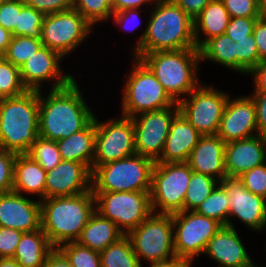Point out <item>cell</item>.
Segmentation results:
<instances>
[{"mask_svg":"<svg viewBox=\"0 0 266 267\" xmlns=\"http://www.w3.org/2000/svg\"><path fill=\"white\" fill-rule=\"evenodd\" d=\"M77 80L51 89L43 97L39 91V136L57 141L84 129L95 117L79 90Z\"/></svg>","mask_w":266,"mask_h":267,"instance_id":"6da1fadb","label":"cell"},{"mask_svg":"<svg viewBox=\"0 0 266 267\" xmlns=\"http://www.w3.org/2000/svg\"><path fill=\"white\" fill-rule=\"evenodd\" d=\"M146 30L138 38L134 57L146 53L197 48L194 20L173 0H157Z\"/></svg>","mask_w":266,"mask_h":267,"instance_id":"7a4b0ae2","label":"cell"},{"mask_svg":"<svg viewBox=\"0 0 266 267\" xmlns=\"http://www.w3.org/2000/svg\"><path fill=\"white\" fill-rule=\"evenodd\" d=\"M41 229L54 248L76 242L95 211V196L88 192L40 201Z\"/></svg>","mask_w":266,"mask_h":267,"instance_id":"3957f363","label":"cell"},{"mask_svg":"<svg viewBox=\"0 0 266 267\" xmlns=\"http://www.w3.org/2000/svg\"><path fill=\"white\" fill-rule=\"evenodd\" d=\"M39 91L0 99V148L26 154L39 137Z\"/></svg>","mask_w":266,"mask_h":267,"instance_id":"277c9868","label":"cell"},{"mask_svg":"<svg viewBox=\"0 0 266 267\" xmlns=\"http://www.w3.org/2000/svg\"><path fill=\"white\" fill-rule=\"evenodd\" d=\"M140 59L177 103L201 83L197 76L201 62L200 51L197 48L151 52L144 54Z\"/></svg>","mask_w":266,"mask_h":267,"instance_id":"5b68a950","label":"cell"},{"mask_svg":"<svg viewBox=\"0 0 266 267\" xmlns=\"http://www.w3.org/2000/svg\"><path fill=\"white\" fill-rule=\"evenodd\" d=\"M154 165L139 154L102 164L92 171V192L150 191Z\"/></svg>","mask_w":266,"mask_h":267,"instance_id":"8992f818","label":"cell"},{"mask_svg":"<svg viewBox=\"0 0 266 267\" xmlns=\"http://www.w3.org/2000/svg\"><path fill=\"white\" fill-rule=\"evenodd\" d=\"M132 66L124 84L122 115L132 118L143 112L171 107L176 103L141 59L134 57Z\"/></svg>","mask_w":266,"mask_h":267,"instance_id":"52a82bcc","label":"cell"},{"mask_svg":"<svg viewBox=\"0 0 266 267\" xmlns=\"http://www.w3.org/2000/svg\"><path fill=\"white\" fill-rule=\"evenodd\" d=\"M95 210L128 235L152 213L150 191L93 192Z\"/></svg>","mask_w":266,"mask_h":267,"instance_id":"ba28073f","label":"cell"},{"mask_svg":"<svg viewBox=\"0 0 266 267\" xmlns=\"http://www.w3.org/2000/svg\"><path fill=\"white\" fill-rule=\"evenodd\" d=\"M127 236L141 266V260L154 264L176 257L172 215L152 213Z\"/></svg>","mask_w":266,"mask_h":267,"instance_id":"9c48e42d","label":"cell"},{"mask_svg":"<svg viewBox=\"0 0 266 267\" xmlns=\"http://www.w3.org/2000/svg\"><path fill=\"white\" fill-rule=\"evenodd\" d=\"M191 173L187 163L155 162L150 190L153 213L172 215L183 211Z\"/></svg>","mask_w":266,"mask_h":267,"instance_id":"30bf717a","label":"cell"},{"mask_svg":"<svg viewBox=\"0 0 266 267\" xmlns=\"http://www.w3.org/2000/svg\"><path fill=\"white\" fill-rule=\"evenodd\" d=\"M172 217L175 255L191 263L194 257L204 254L210 239L223 226L196 211H181L172 214Z\"/></svg>","mask_w":266,"mask_h":267,"instance_id":"8fae6325","label":"cell"},{"mask_svg":"<svg viewBox=\"0 0 266 267\" xmlns=\"http://www.w3.org/2000/svg\"><path fill=\"white\" fill-rule=\"evenodd\" d=\"M178 102L179 112L202 135H217L228 93L201 84Z\"/></svg>","mask_w":266,"mask_h":267,"instance_id":"7c38bea8","label":"cell"},{"mask_svg":"<svg viewBox=\"0 0 266 267\" xmlns=\"http://www.w3.org/2000/svg\"><path fill=\"white\" fill-rule=\"evenodd\" d=\"M93 26L74 8L46 14L41 32L43 46L63 57L75 50L93 31Z\"/></svg>","mask_w":266,"mask_h":267,"instance_id":"4fadbf2b","label":"cell"},{"mask_svg":"<svg viewBox=\"0 0 266 267\" xmlns=\"http://www.w3.org/2000/svg\"><path fill=\"white\" fill-rule=\"evenodd\" d=\"M136 154L134 125L131 117L99 122L96 117L95 154L92 171L107 162Z\"/></svg>","mask_w":266,"mask_h":267,"instance_id":"5bb4252c","label":"cell"},{"mask_svg":"<svg viewBox=\"0 0 266 267\" xmlns=\"http://www.w3.org/2000/svg\"><path fill=\"white\" fill-rule=\"evenodd\" d=\"M179 113V105L140 113L132 117L136 154L155 162L161 157L170 125Z\"/></svg>","mask_w":266,"mask_h":267,"instance_id":"9a60e30c","label":"cell"},{"mask_svg":"<svg viewBox=\"0 0 266 267\" xmlns=\"http://www.w3.org/2000/svg\"><path fill=\"white\" fill-rule=\"evenodd\" d=\"M64 57L55 50L42 46L20 67V77L27 90H41L44 81H55L52 89L69 85L74 77L63 74L59 63Z\"/></svg>","mask_w":266,"mask_h":267,"instance_id":"2e32d148","label":"cell"},{"mask_svg":"<svg viewBox=\"0 0 266 267\" xmlns=\"http://www.w3.org/2000/svg\"><path fill=\"white\" fill-rule=\"evenodd\" d=\"M220 183L228 194L230 205L228 226L234 228L231 219H229L232 216L256 232L264 230L266 199L248 191L239 178H226Z\"/></svg>","mask_w":266,"mask_h":267,"instance_id":"e0dca14e","label":"cell"},{"mask_svg":"<svg viewBox=\"0 0 266 267\" xmlns=\"http://www.w3.org/2000/svg\"><path fill=\"white\" fill-rule=\"evenodd\" d=\"M231 99L229 96L217 135L225 143L258 135L252 96Z\"/></svg>","mask_w":266,"mask_h":267,"instance_id":"ac0fdd59","label":"cell"},{"mask_svg":"<svg viewBox=\"0 0 266 267\" xmlns=\"http://www.w3.org/2000/svg\"><path fill=\"white\" fill-rule=\"evenodd\" d=\"M91 170L83 163L62 160L46 172L45 198L73 196L91 190Z\"/></svg>","mask_w":266,"mask_h":267,"instance_id":"d6986e66","label":"cell"},{"mask_svg":"<svg viewBox=\"0 0 266 267\" xmlns=\"http://www.w3.org/2000/svg\"><path fill=\"white\" fill-rule=\"evenodd\" d=\"M0 226L30 232L41 229V206L23 194H0Z\"/></svg>","mask_w":266,"mask_h":267,"instance_id":"ffe728a7","label":"cell"},{"mask_svg":"<svg viewBox=\"0 0 266 267\" xmlns=\"http://www.w3.org/2000/svg\"><path fill=\"white\" fill-rule=\"evenodd\" d=\"M227 178H238L244 172L266 162V136L255 135L227 142L225 145Z\"/></svg>","mask_w":266,"mask_h":267,"instance_id":"44dd1931","label":"cell"},{"mask_svg":"<svg viewBox=\"0 0 266 267\" xmlns=\"http://www.w3.org/2000/svg\"><path fill=\"white\" fill-rule=\"evenodd\" d=\"M225 145L218 135H202L191 151L187 164L192 171L212 176L221 182L227 178Z\"/></svg>","mask_w":266,"mask_h":267,"instance_id":"7402d4cb","label":"cell"},{"mask_svg":"<svg viewBox=\"0 0 266 267\" xmlns=\"http://www.w3.org/2000/svg\"><path fill=\"white\" fill-rule=\"evenodd\" d=\"M244 246L235 227L222 226L208 242L204 254L218 267H248L253 261Z\"/></svg>","mask_w":266,"mask_h":267,"instance_id":"603a6c76","label":"cell"},{"mask_svg":"<svg viewBox=\"0 0 266 267\" xmlns=\"http://www.w3.org/2000/svg\"><path fill=\"white\" fill-rule=\"evenodd\" d=\"M201 136L179 112L171 122L161 157L156 162L187 163Z\"/></svg>","mask_w":266,"mask_h":267,"instance_id":"cb8c5ba5","label":"cell"},{"mask_svg":"<svg viewBox=\"0 0 266 267\" xmlns=\"http://www.w3.org/2000/svg\"><path fill=\"white\" fill-rule=\"evenodd\" d=\"M96 115L82 130L73 133L68 138L57 140V147L62 160L85 164L92 172L95 154Z\"/></svg>","mask_w":266,"mask_h":267,"instance_id":"d4e9b609","label":"cell"},{"mask_svg":"<svg viewBox=\"0 0 266 267\" xmlns=\"http://www.w3.org/2000/svg\"><path fill=\"white\" fill-rule=\"evenodd\" d=\"M231 16L221 0H212L194 19V39L197 49L208 40L225 34ZM205 36L200 38V35Z\"/></svg>","mask_w":266,"mask_h":267,"instance_id":"484cf974","label":"cell"},{"mask_svg":"<svg viewBox=\"0 0 266 267\" xmlns=\"http://www.w3.org/2000/svg\"><path fill=\"white\" fill-rule=\"evenodd\" d=\"M46 171L26 154H17L14 163V185L12 191L29 193L45 199Z\"/></svg>","mask_w":266,"mask_h":267,"instance_id":"4316f807","label":"cell"},{"mask_svg":"<svg viewBox=\"0 0 266 267\" xmlns=\"http://www.w3.org/2000/svg\"><path fill=\"white\" fill-rule=\"evenodd\" d=\"M123 236L124 234L114 222L103 217L95 210L76 242L82 246L101 252Z\"/></svg>","mask_w":266,"mask_h":267,"instance_id":"83f0119b","label":"cell"},{"mask_svg":"<svg viewBox=\"0 0 266 267\" xmlns=\"http://www.w3.org/2000/svg\"><path fill=\"white\" fill-rule=\"evenodd\" d=\"M53 249L42 229L23 232L13 259L21 267H43Z\"/></svg>","mask_w":266,"mask_h":267,"instance_id":"f1b7e54d","label":"cell"},{"mask_svg":"<svg viewBox=\"0 0 266 267\" xmlns=\"http://www.w3.org/2000/svg\"><path fill=\"white\" fill-rule=\"evenodd\" d=\"M235 41L222 34L208 40L200 49V60L216 62L236 71Z\"/></svg>","mask_w":266,"mask_h":267,"instance_id":"f546056e","label":"cell"},{"mask_svg":"<svg viewBox=\"0 0 266 267\" xmlns=\"http://www.w3.org/2000/svg\"><path fill=\"white\" fill-rule=\"evenodd\" d=\"M102 267H142L127 235L100 252Z\"/></svg>","mask_w":266,"mask_h":267,"instance_id":"4dcf8cb0","label":"cell"},{"mask_svg":"<svg viewBox=\"0 0 266 267\" xmlns=\"http://www.w3.org/2000/svg\"><path fill=\"white\" fill-rule=\"evenodd\" d=\"M219 182L212 176L192 171L184 197L183 211H195Z\"/></svg>","mask_w":266,"mask_h":267,"instance_id":"1f68e13d","label":"cell"},{"mask_svg":"<svg viewBox=\"0 0 266 267\" xmlns=\"http://www.w3.org/2000/svg\"><path fill=\"white\" fill-rule=\"evenodd\" d=\"M195 211L200 215L217 220L223 226H228L230 205L225 187L219 182Z\"/></svg>","mask_w":266,"mask_h":267,"instance_id":"d6a6232c","label":"cell"},{"mask_svg":"<svg viewBox=\"0 0 266 267\" xmlns=\"http://www.w3.org/2000/svg\"><path fill=\"white\" fill-rule=\"evenodd\" d=\"M43 46L40 39L26 36H13L3 57L20 68L36 51Z\"/></svg>","mask_w":266,"mask_h":267,"instance_id":"836d02e7","label":"cell"},{"mask_svg":"<svg viewBox=\"0 0 266 267\" xmlns=\"http://www.w3.org/2000/svg\"><path fill=\"white\" fill-rule=\"evenodd\" d=\"M26 91L20 77V68L0 56V99L20 96Z\"/></svg>","mask_w":266,"mask_h":267,"instance_id":"e575fe53","label":"cell"},{"mask_svg":"<svg viewBox=\"0 0 266 267\" xmlns=\"http://www.w3.org/2000/svg\"><path fill=\"white\" fill-rule=\"evenodd\" d=\"M26 155L36 161L46 172L54 169L62 161L57 142L40 136L30 146Z\"/></svg>","mask_w":266,"mask_h":267,"instance_id":"d590c367","label":"cell"},{"mask_svg":"<svg viewBox=\"0 0 266 267\" xmlns=\"http://www.w3.org/2000/svg\"><path fill=\"white\" fill-rule=\"evenodd\" d=\"M72 267H102L100 252L82 246L77 242H67L58 247Z\"/></svg>","mask_w":266,"mask_h":267,"instance_id":"8d00e7d4","label":"cell"},{"mask_svg":"<svg viewBox=\"0 0 266 267\" xmlns=\"http://www.w3.org/2000/svg\"><path fill=\"white\" fill-rule=\"evenodd\" d=\"M76 9L92 26L112 18V0H73Z\"/></svg>","mask_w":266,"mask_h":267,"instance_id":"74e56055","label":"cell"},{"mask_svg":"<svg viewBox=\"0 0 266 267\" xmlns=\"http://www.w3.org/2000/svg\"><path fill=\"white\" fill-rule=\"evenodd\" d=\"M45 14L33 7L24 5L18 14L15 25V36H26L41 39L42 25Z\"/></svg>","mask_w":266,"mask_h":267,"instance_id":"f35d334b","label":"cell"},{"mask_svg":"<svg viewBox=\"0 0 266 267\" xmlns=\"http://www.w3.org/2000/svg\"><path fill=\"white\" fill-rule=\"evenodd\" d=\"M236 49V72L248 74L259 63L258 48L253 34L234 39Z\"/></svg>","mask_w":266,"mask_h":267,"instance_id":"ab89813d","label":"cell"},{"mask_svg":"<svg viewBox=\"0 0 266 267\" xmlns=\"http://www.w3.org/2000/svg\"><path fill=\"white\" fill-rule=\"evenodd\" d=\"M238 178L248 191L266 199V162L244 172Z\"/></svg>","mask_w":266,"mask_h":267,"instance_id":"60d3db41","label":"cell"},{"mask_svg":"<svg viewBox=\"0 0 266 267\" xmlns=\"http://www.w3.org/2000/svg\"><path fill=\"white\" fill-rule=\"evenodd\" d=\"M16 157V153L0 148V194L11 192L13 189Z\"/></svg>","mask_w":266,"mask_h":267,"instance_id":"b9f144b4","label":"cell"},{"mask_svg":"<svg viewBox=\"0 0 266 267\" xmlns=\"http://www.w3.org/2000/svg\"><path fill=\"white\" fill-rule=\"evenodd\" d=\"M231 18H259V0H221Z\"/></svg>","mask_w":266,"mask_h":267,"instance_id":"7bdbcfd3","label":"cell"},{"mask_svg":"<svg viewBox=\"0 0 266 267\" xmlns=\"http://www.w3.org/2000/svg\"><path fill=\"white\" fill-rule=\"evenodd\" d=\"M24 5V0H5L0 4V25L11 31L13 36H15L18 14Z\"/></svg>","mask_w":266,"mask_h":267,"instance_id":"ee69618b","label":"cell"},{"mask_svg":"<svg viewBox=\"0 0 266 267\" xmlns=\"http://www.w3.org/2000/svg\"><path fill=\"white\" fill-rule=\"evenodd\" d=\"M22 233L17 229L0 226V258H13Z\"/></svg>","mask_w":266,"mask_h":267,"instance_id":"f6af8a7d","label":"cell"},{"mask_svg":"<svg viewBox=\"0 0 266 267\" xmlns=\"http://www.w3.org/2000/svg\"><path fill=\"white\" fill-rule=\"evenodd\" d=\"M258 18L234 17L230 19L225 34L232 41L234 39H242L253 34V29Z\"/></svg>","mask_w":266,"mask_h":267,"instance_id":"bcb514c9","label":"cell"},{"mask_svg":"<svg viewBox=\"0 0 266 267\" xmlns=\"http://www.w3.org/2000/svg\"><path fill=\"white\" fill-rule=\"evenodd\" d=\"M24 4L45 15L73 8V0H24Z\"/></svg>","mask_w":266,"mask_h":267,"instance_id":"7dc6e473","label":"cell"},{"mask_svg":"<svg viewBox=\"0 0 266 267\" xmlns=\"http://www.w3.org/2000/svg\"><path fill=\"white\" fill-rule=\"evenodd\" d=\"M253 92L251 96L255 103L258 134L266 136V91Z\"/></svg>","mask_w":266,"mask_h":267,"instance_id":"c3c4849f","label":"cell"},{"mask_svg":"<svg viewBox=\"0 0 266 267\" xmlns=\"http://www.w3.org/2000/svg\"><path fill=\"white\" fill-rule=\"evenodd\" d=\"M253 35L258 48L259 62L266 60V18L259 17L256 20Z\"/></svg>","mask_w":266,"mask_h":267,"instance_id":"681fc988","label":"cell"},{"mask_svg":"<svg viewBox=\"0 0 266 267\" xmlns=\"http://www.w3.org/2000/svg\"><path fill=\"white\" fill-rule=\"evenodd\" d=\"M139 9H126L124 11H118V12H114L112 17L114 20V23L117 24V26H119L120 28L122 27L123 29H131V28H127L130 21H132L133 23H130L131 25L135 24V20L138 21V18H139V13L141 11H138ZM140 22V21H138ZM134 25V27L132 28H135L136 26ZM130 27V26H129ZM132 32L133 30H128V32Z\"/></svg>","mask_w":266,"mask_h":267,"instance_id":"f907efd6","label":"cell"},{"mask_svg":"<svg viewBox=\"0 0 266 267\" xmlns=\"http://www.w3.org/2000/svg\"><path fill=\"white\" fill-rule=\"evenodd\" d=\"M173 1L194 20L212 0H173Z\"/></svg>","mask_w":266,"mask_h":267,"instance_id":"816d5d0a","label":"cell"},{"mask_svg":"<svg viewBox=\"0 0 266 267\" xmlns=\"http://www.w3.org/2000/svg\"><path fill=\"white\" fill-rule=\"evenodd\" d=\"M248 74L253 76L254 91H266V60H262Z\"/></svg>","mask_w":266,"mask_h":267,"instance_id":"f5cc1de1","label":"cell"},{"mask_svg":"<svg viewBox=\"0 0 266 267\" xmlns=\"http://www.w3.org/2000/svg\"><path fill=\"white\" fill-rule=\"evenodd\" d=\"M157 0H112L113 12L126 9H139L143 4H155Z\"/></svg>","mask_w":266,"mask_h":267,"instance_id":"db71d44e","label":"cell"},{"mask_svg":"<svg viewBox=\"0 0 266 267\" xmlns=\"http://www.w3.org/2000/svg\"><path fill=\"white\" fill-rule=\"evenodd\" d=\"M43 267H72L65 255L54 248L47 256Z\"/></svg>","mask_w":266,"mask_h":267,"instance_id":"11a10c76","label":"cell"},{"mask_svg":"<svg viewBox=\"0 0 266 267\" xmlns=\"http://www.w3.org/2000/svg\"><path fill=\"white\" fill-rule=\"evenodd\" d=\"M192 263L189 260L174 257L173 259L150 264L149 267H191Z\"/></svg>","mask_w":266,"mask_h":267,"instance_id":"9f6ffc18","label":"cell"},{"mask_svg":"<svg viewBox=\"0 0 266 267\" xmlns=\"http://www.w3.org/2000/svg\"><path fill=\"white\" fill-rule=\"evenodd\" d=\"M13 34L11 31L4 29L0 25V56H3L11 42Z\"/></svg>","mask_w":266,"mask_h":267,"instance_id":"6f0895ef","label":"cell"},{"mask_svg":"<svg viewBox=\"0 0 266 267\" xmlns=\"http://www.w3.org/2000/svg\"><path fill=\"white\" fill-rule=\"evenodd\" d=\"M0 267H21L13 258H0Z\"/></svg>","mask_w":266,"mask_h":267,"instance_id":"680465c9","label":"cell"},{"mask_svg":"<svg viewBox=\"0 0 266 267\" xmlns=\"http://www.w3.org/2000/svg\"><path fill=\"white\" fill-rule=\"evenodd\" d=\"M259 10L261 17L266 18V0H259Z\"/></svg>","mask_w":266,"mask_h":267,"instance_id":"91938a15","label":"cell"},{"mask_svg":"<svg viewBox=\"0 0 266 267\" xmlns=\"http://www.w3.org/2000/svg\"><path fill=\"white\" fill-rule=\"evenodd\" d=\"M264 228H266V201H265V218H264Z\"/></svg>","mask_w":266,"mask_h":267,"instance_id":"94428289","label":"cell"},{"mask_svg":"<svg viewBox=\"0 0 266 267\" xmlns=\"http://www.w3.org/2000/svg\"><path fill=\"white\" fill-rule=\"evenodd\" d=\"M248 267H259V266H257V265H255V263H252L250 266H248Z\"/></svg>","mask_w":266,"mask_h":267,"instance_id":"6125c7cd","label":"cell"}]
</instances>
